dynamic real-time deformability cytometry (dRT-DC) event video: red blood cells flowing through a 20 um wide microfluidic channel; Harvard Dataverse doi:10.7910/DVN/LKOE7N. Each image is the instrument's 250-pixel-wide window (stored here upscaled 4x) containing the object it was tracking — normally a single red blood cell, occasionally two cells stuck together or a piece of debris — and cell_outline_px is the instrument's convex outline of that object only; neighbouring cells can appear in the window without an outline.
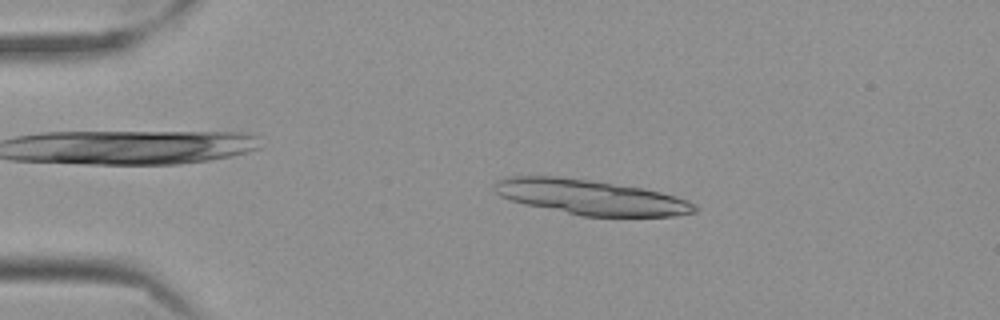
{"species": "Egyptian fruit bat (a non-hibernating species)", "species_latin": "Rousettus aegyptiacus", "temperature_condition": "cold", "stored_images_in_passage": 36, "segment_of_instrument_passage": [1, 2], "camera_frame_rate_fps": 3000, "um_per_image_px": 0.085, "frame": {"image": 1, "passage_image": 9, "time_ms": 2.667, "image_size_px": [1000, 320], "cell_outline_px": [[696, 212], [676, 216], [580, 216], [524, 204], [500, 196], [492, 188], [492, 184], [496, 180], [508, 176], [556, 176], [588, 180], [644, 188], [676, 196], [688, 200], [696, 204]], "centroid_in_image_um": [50.19, 16.76], "position_along_channel_um": 34.8, "area_um2": 40.92}}